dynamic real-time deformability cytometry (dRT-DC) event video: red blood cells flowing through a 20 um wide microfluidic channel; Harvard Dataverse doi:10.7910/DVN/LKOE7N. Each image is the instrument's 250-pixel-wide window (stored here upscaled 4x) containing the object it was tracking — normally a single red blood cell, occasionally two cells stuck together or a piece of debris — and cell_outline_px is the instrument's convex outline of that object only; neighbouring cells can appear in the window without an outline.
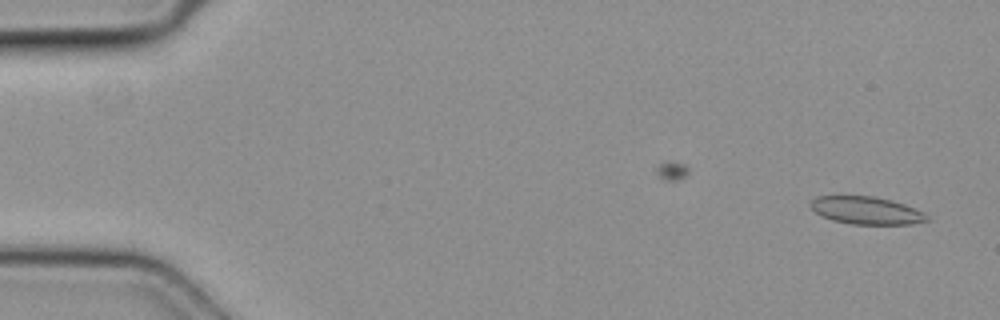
{"species": "common noctule bat (a hibernating species)", "species_latin": "Nyctalus noctula", "temperature_condition": "cold", "stored_images_in_passage": 48, "camera_frame_rate_fps": 3000, "um_per_image_px": 0.085, "animal": {"sex": "female", "body_mass_g": 19.3, "forearm_length_mm": 54.1}, "frame": {"image": 1, "passage_image": 1, "time_ms": 0.0, "image_size_px": [1000, 320], "cell_outline_px": [[932, 220], [912, 224], [852, 224], [832, 220], [816, 212], [808, 204], [816, 196], [872, 196], [892, 200], [904, 204], [924, 212]], "centroid_in_image_um": [73.68, 17.89], "position_along_channel_um": 11.3, "area_um2": 18.73}}
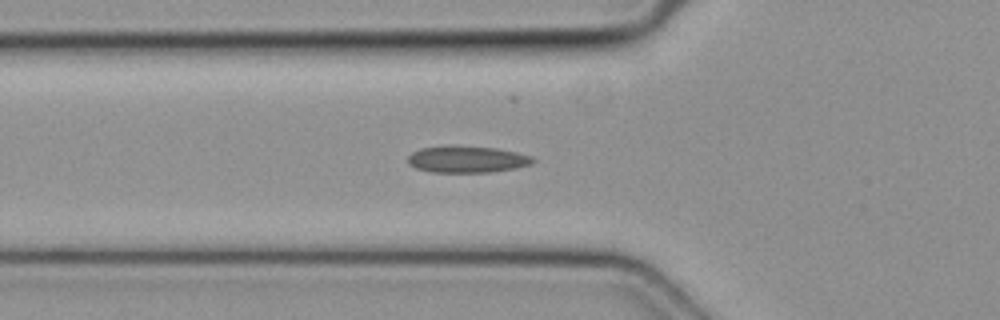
{"frame": {"image": 2, "passage_image": 16, "time_ms": 5.0, "image_size_px": [1000, 320], "cell_outline_px": [[536, 160], [532, 164], [516, 168], [488, 172], [432, 172], [416, 168], [408, 164], [408, 156], [412, 152], [420, 148], [496, 148], [516, 152], [532, 156]], "centroid_in_image_um": [39.74, 13.58], "position_along_channel_um": 86.1, "area_um2": 18.67}}
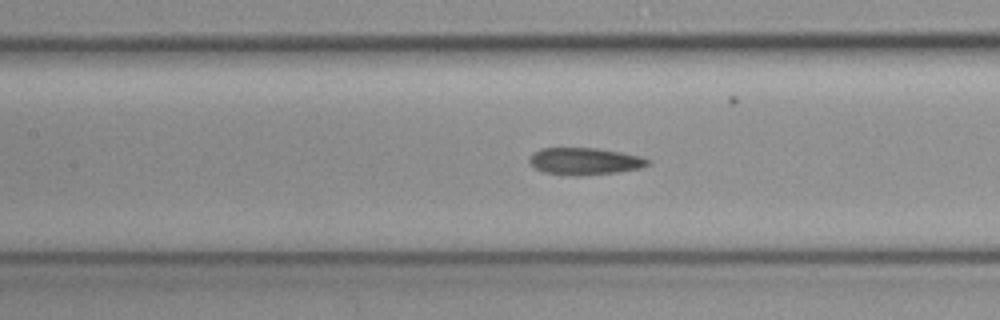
{"frame": {"image": 3, "passage_image": 21, "time_ms": 6.667, "image_size_px": [1000, 320], "cell_outline_px": [[652, 160], [648, 164], [640, 168], [616, 172], [576, 176], [544, 172], [536, 168], [528, 160], [540, 148], [596, 148], [620, 152], [640, 156]], "centroid_in_image_um": [49.73, 13.7], "position_along_channel_um": 157.7, "area_um2": 18.38}}